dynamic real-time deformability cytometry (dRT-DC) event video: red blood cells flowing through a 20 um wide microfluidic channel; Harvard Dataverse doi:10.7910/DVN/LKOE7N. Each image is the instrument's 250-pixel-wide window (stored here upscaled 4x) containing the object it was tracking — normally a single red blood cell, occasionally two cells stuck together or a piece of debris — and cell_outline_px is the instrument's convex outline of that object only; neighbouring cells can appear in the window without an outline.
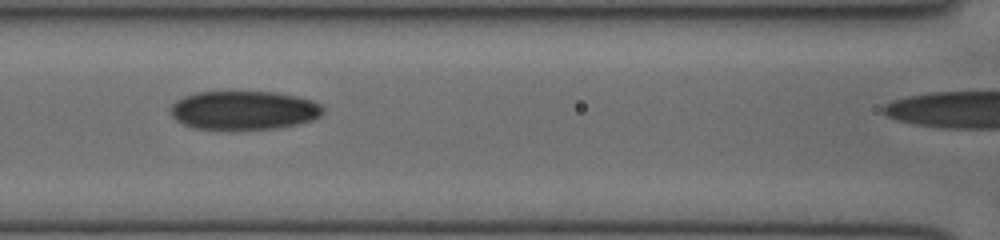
{"species": "human", "species_latin": "Homo sapiens", "temperature_condition": "cold", "stored_images_in_passage": 41, "camera_frame_rate_fps": 3000, "um_per_image_px": 0.085, "donor": {"sex": "female"}, "frame": {"image": 1, "passage_image": 22, "time_ms": 7.0, "image_size_px": [1000, 240], "cell_outline_px": [[324, 112], [320, 116], [312, 120], [296, 124], [276, 128], [236, 132], [228, 132], [192, 128], [176, 120], [172, 116], [172, 104], [176, 100], [184, 96], [196, 92], [276, 92], [296, 96], [312, 100], [320, 104], [324, 108]], "centroid_in_image_um": [20.71, 9.41], "position_along_channel_um": 145.9, "area_um2": 35.37}}
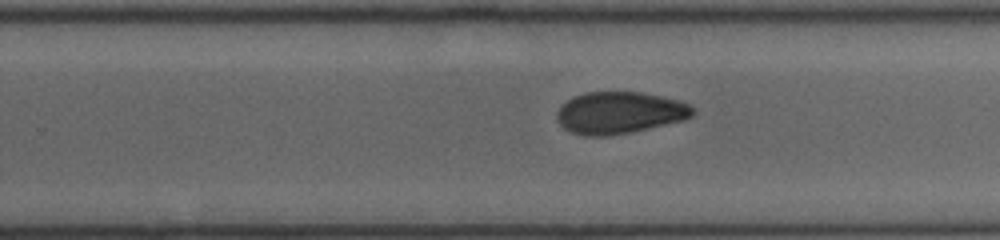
{"frame": {"image": 2, "passage_image": 31, "time_ms": 10.0, "image_size_px": [1000, 240], "cell_outline_px": [[696, 112], [692, 116], [684, 120], [628, 132], [608, 136], [584, 136], [572, 132], [564, 128], [556, 120], [556, 112], [572, 96], [584, 92], [644, 92], [680, 100], [688, 104]], "centroid_in_image_um": [52.65, 9.57], "position_along_channel_um": 277.1, "area_um2": 33.18}}
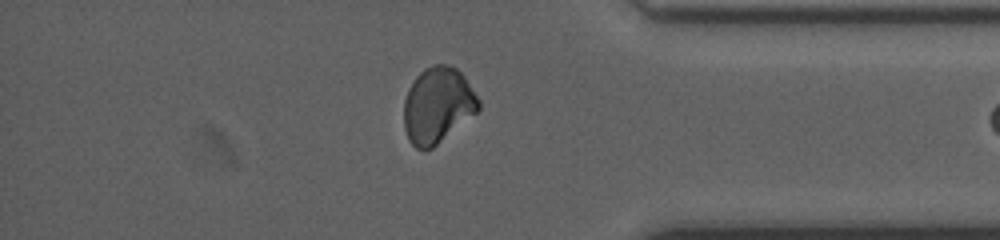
{"frame": {"image": 3, "passage_image": 40, "time_ms": 13.0, "image_size_px": [1000, 240], "cell_outline_px": [[480, 108], [476, 112], [432, 148], [416, 148], [408, 140], [404, 128], [404, 100], [408, 88], [416, 76], [424, 68], [432, 64], [444, 64], [456, 68], [464, 76], [480, 100]], "centroid_in_image_um": [37.18, 8.92], "position_along_channel_um": 398.0, "area_um2": 32.77}}